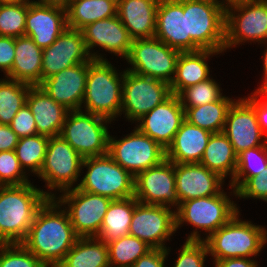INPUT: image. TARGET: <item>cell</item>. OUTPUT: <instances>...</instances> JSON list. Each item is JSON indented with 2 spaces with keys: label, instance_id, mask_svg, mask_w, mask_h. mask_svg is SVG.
<instances>
[{
  "label": "cell",
  "instance_id": "obj_45",
  "mask_svg": "<svg viewBox=\"0 0 267 267\" xmlns=\"http://www.w3.org/2000/svg\"><path fill=\"white\" fill-rule=\"evenodd\" d=\"M10 127L19 138L38 134L34 115L27 103L17 112L10 124Z\"/></svg>",
  "mask_w": 267,
  "mask_h": 267
},
{
  "label": "cell",
  "instance_id": "obj_20",
  "mask_svg": "<svg viewBox=\"0 0 267 267\" xmlns=\"http://www.w3.org/2000/svg\"><path fill=\"white\" fill-rule=\"evenodd\" d=\"M67 27L65 6L29 1L24 35L32 38L38 47H49Z\"/></svg>",
  "mask_w": 267,
  "mask_h": 267
},
{
  "label": "cell",
  "instance_id": "obj_33",
  "mask_svg": "<svg viewBox=\"0 0 267 267\" xmlns=\"http://www.w3.org/2000/svg\"><path fill=\"white\" fill-rule=\"evenodd\" d=\"M200 163L218 173L223 179L230 173L231 180H233L237 166V154L223 132L212 133Z\"/></svg>",
  "mask_w": 267,
  "mask_h": 267
},
{
  "label": "cell",
  "instance_id": "obj_21",
  "mask_svg": "<svg viewBox=\"0 0 267 267\" xmlns=\"http://www.w3.org/2000/svg\"><path fill=\"white\" fill-rule=\"evenodd\" d=\"M87 74L88 62L76 64L44 79L39 87L67 110H82Z\"/></svg>",
  "mask_w": 267,
  "mask_h": 267
},
{
  "label": "cell",
  "instance_id": "obj_29",
  "mask_svg": "<svg viewBox=\"0 0 267 267\" xmlns=\"http://www.w3.org/2000/svg\"><path fill=\"white\" fill-rule=\"evenodd\" d=\"M215 53L219 54L208 49L180 52L175 75L170 84L172 94L178 95L183 89L210 78L206 59Z\"/></svg>",
  "mask_w": 267,
  "mask_h": 267
},
{
  "label": "cell",
  "instance_id": "obj_23",
  "mask_svg": "<svg viewBox=\"0 0 267 267\" xmlns=\"http://www.w3.org/2000/svg\"><path fill=\"white\" fill-rule=\"evenodd\" d=\"M154 37L180 52L200 50L187 35L183 0L159 1Z\"/></svg>",
  "mask_w": 267,
  "mask_h": 267
},
{
  "label": "cell",
  "instance_id": "obj_36",
  "mask_svg": "<svg viewBox=\"0 0 267 267\" xmlns=\"http://www.w3.org/2000/svg\"><path fill=\"white\" fill-rule=\"evenodd\" d=\"M110 267H128L152 248L137 237L127 235L107 243ZM116 265V266H115Z\"/></svg>",
  "mask_w": 267,
  "mask_h": 267
},
{
  "label": "cell",
  "instance_id": "obj_17",
  "mask_svg": "<svg viewBox=\"0 0 267 267\" xmlns=\"http://www.w3.org/2000/svg\"><path fill=\"white\" fill-rule=\"evenodd\" d=\"M90 59L82 31L67 27L49 47L42 50V81Z\"/></svg>",
  "mask_w": 267,
  "mask_h": 267
},
{
  "label": "cell",
  "instance_id": "obj_34",
  "mask_svg": "<svg viewBox=\"0 0 267 267\" xmlns=\"http://www.w3.org/2000/svg\"><path fill=\"white\" fill-rule=\"evenodd\" d=\"M234 100L222 96L219 100L198 107H183L185 120L212 133L223 132L227 112Z\"/></svg>",
  "mask_w": 267,
  "mask_h": 267
},
{
  "label": "cell",
  "instance_id": "obj_28",
  "mask_svg": "<svg viewBox=\"0 0 267 267\" xmlns=\"http://www.w3.org/2000/svg\"><path fill=\"white\" fill-rule=\"evenodd\" d=\"M42 50L28 36L15 38L14 63L6 77L31 86H39L42 83Z\"/></svg>",
  "mask_w": 267,
  "mask_h": 267
},
{
  "label": "cell",
  "instance_id": "obj_4",
  "mask_svg": "<svg viewBox=\"0 0 267 267\" xmlns=\"http://www.w3.org/2000/svg\"><path fill=\"white\" fill-rule=\"evenodd\" d=\"M106 59L88 61L86 91L83 103L86 112L114 120L122 109V75Z\"/></svg>",
  "mask_w": 267,
  "mask_h": 267
},
{
  "label": "cell",
  "instance_id": "obj_49",
  "mask_svg": "<svg viewBox=\"0 0 267 267\" xmlns=\"http://www.w3.org/2000/svg\"><path fill=\"white\" fill-rule=\"evenodd\" d=\"M19 141V137L11 129L10 125L0 124V151H13Z\"/></svg>",
  "mask_w": 267,
  "mask_h": 267
},
{
  "label": "cell",
  "instance_id": "obj_55",
  "mask_svg": "<svg viewBox=\"0 0 267 267\" xmlns=\"http://www.w3.org/2000/svg\"><path fill=\"white\" fill-rule=\"evenodd\" d=\"M29 0H0V3L28 2Z\"/></svg>",
  "mask_w": 267,
  "mask_h": 267
},
{
  "label": "cell",
  "instance_id": "obj_10",
  "mask_svg": "<svg viewBox=\"0 0 267 267\" xmlns=\"http://www.w3.org/2000/svg\"><path fill=\"white\" fill-rule=\"evenodd\" d=\"M108 155L135 177L166 159V150L135 127L120 140L109 136Z\"/></svg>",
  "mask_w": 267,
  "mask_h": 267
},
{
  "label": "cell",
  "instance_id": "obj_40",
  "mask_svg": "<svg viewBox=\"0 0 267 267\" xmlns=\"http://www.w3.org/2000/svg\"><path fill=\"white\" fill-rule=\"evenodd\" d=\"M220 90L219 85L208 78L183 89L177 96L183 107H198L219 100L222 97Z\"/></svg>",
  "mask_w": 267,
  "mask_h": 267
},
{
  "label": "cell",
  "instance_id": "obj_3",
  "mask_svg": "<svg viewBox=\"0 0 267 267\" xmlns=\"http://www.w3.org/2000/svg\"><path fill=\"white\" fill-rule=\"evenodd\" d=\"M237 212L225 225L207 235L205 242L208 254L214 262L227 258H248L257 255L267 242V231L249 221L238 219Z\"/></svg>",
  "mask_w": 267,
  "mask_h": 267
},
{
  "label": "cell",
  "instance_id": "obj_2",
  "mask_svg": "<svg viewBox=\"0 0 267 267\" xmlns=\"http://www.w3.org/2000/svg\"><path fill=\"white\" fill-rule=\"evenodd\" d=\"M49 198H55L54 193L31 183L0 186V244L21 243Z\"/></svg>",
  "mask_w": 267,
  "mask_h": 267
},
{
  "label": "cell",
  "instance_id": "obj_46",
  "mask_svg": "<svg viewBox=\"0 0 267 267\" xmlns=\"http://www.w3.org/2000/svg\"><path fill=\"white\" fill-rule=\"evenodd\" d=\"M15 38L0 36V69L7 75L14 63Z\"/></svg>",
  "mask_w": 267,
  "mask_h": 267
},
{
  "label": "cell",
  "instance_id": "obj_50",
  "mask_svg": "<svg viewBox=\"0 0 267 267\" xmlns=\"http://www.w3.org/2000/svg\"><path fill=\"white\" fill-rule=\"evenodd\" d=\"M216 267H258L254 260L249 258H227L224 260H217Z\"/></svg>",
  "mask_w": 267,
  "mask_h": 267
},
{
  "label": "cell",
  "instance_id": "obj_14",
  "mask_svg": "<svg viewBox=\"0 0 267 267\" xmlns=\"http://www.w3.org/2000/svg\"><path fill=\"white\" fill-rule=\"evenodd\" d=\"M233 11L240 13L235 15ZM247 40H267V0L225 9V50Z\"/></svg>",
  "mask_w": 267,
  "mask_h": 267
},
{
  "label": "cell",
  "instance_id": "obj_48",
  "mask_svg": "<svg viewBox=\"0 0 267 267\" xmlns=\"http://www.w3.org/2000/svg\"><path fill=\"white\" fill-rule=\"evenodd\" d=\"M258 94L252 93L251 96L247 97L245 100L254 108L257 121L261 130L267 134V101L264 99H258ZM267 137V135H266Z\"/></svg>",
  "mask_w": 267,
  "mask_h": 267
},
{
  "label": "cell",
  "instance_id": "obj_15",
  "mask_svg": "<svg viewBox=\"0 0 267 267\" xmlns=\"http://www.w3.org/2000/svg\"><path fill=\"white\" fill-rule=\"evenodd\" d=\"M176 232L175 211L163 205L137 203L129 228V235L139 238L152 249H167L166 239Z\"/></svg>",
  "mask_w": 267,
  "mask_h": 267
},
{
  "label": "cell",
  "instance_id": "obj_11",
  "mask_svg": "<svg viewBox=\"0 0 267 267\" xmlns=\"http://www.w3.org/2000/svg\"><path fill=\"white\" fill-rule=\"evenodd\" d=\"M171 95L170 84L126 70L122 84L121 112H125L128 121H137Z\"/></svg>",
  "mask_w": 267,
  "mask_h": 267
},
{
  "label": "cell",
  "instance_id": "obj_52",
  "mask_svg": "<svg viewBox=\"0 0 267 267\" xmlns=\"http://www.w3.org/2000/svg\"><path fill=\"white\" fill-rule=\"evenodd\" d=\"M265 82V83H264ZM264 83V84H263ZM262 85L256 90V93L262 97H267V79L263 81Z\"/></svg>",
  "mask_w": 267,
  "mask_h": 267
},
{
  "label": "cell",
  "instance_id": "obj_42",
  "mask_svg": "<svg viewBox=\"0 0 267 267\" xmlns=\"http://www.w3.org/2000/svg\"><path fill=\"white\" fill-rule=\"evenodd\" d=\"M13 151H0V186L30 183Z\"/></svg>",
  "mask_w": 267,
  "mask_h": 267
},
{
  "label": "cell",
  "instance_id": "obj_43",
  "mask_svg": "<svg viewBox=\"0 0 267 267\" xmlns=\"http://www.w3.org/2000/svg\"><path fill=\"white\" fill-rule=\"evenodd\" d=\"M174 267H204L208 249L203 240H186Z\"/></svg>",
  "mask_w": 267,
  "mask_h": 267
},
{
  "label": "cell",
  "instance_id": "obj_37",
  "mask_svg": "<svg viewBox=\"0 0 267 267\" xmlns=\"http://www.w3.org/2000/svg\"><path fill=\"white\" fill-rule=\"evenodd\" d=\"M254 161V163H253ZM267 167V145L244 150L237 155V166L230 187L233 194L251 177L256 176ZM244 177V178H242ZM242 178V180H241Z\"/></svg>",
  "mask_w": 267,
  "mask_h": 267
},
{
  "label": "cell",
  "instance_id": "obj_24",
  "mask_svg": "<svg viewBox=\"0 0 267 267\" xmlns=\"http://www.w3.org/2000/svg\"><path fill=\"white\" fill-rule=\"evenodd\" d=\"M224 179L201 163H175L179 202L219 194Z\"/></svg>",
  "mask_w": 267,
  "mask_h": 267
},
{
  "label": "cell",
  "instance_id": "obj_7",
  "mask_svg": "<svg viewBox=\"0 0 267 267\" xmlns=\"http://www.w3.org/2000/svg\"><path fill=\"white\" fill-rule=\"evenodd\" d=\"M237 212L236 204L231 201L223 190L216 195L190 199L180 203L175 211L176 230L182 222L197 227L187 240H202L198 229L209 235L225 225Z\"/></svg>",
  "mask_w": 267,
  "mask_h": 267
},
{
  "label": "cell",
  "instance_id": "obj_25",
  "mask_svg": "<svg viewBox=\"0 0 267 267\" xmlns=\"http://www.w3.org/2000/svg\"><path fill=\"white\" fill-rule=\"evenodd\" d=\"M26 103L34 115L39 135L60 136L69 110L57 103L39 86L30 87Z\"/></svg>",
  "mask_w": 267,
  "mask_h": 267
},
{
  "label": "cell",
  "instance_id": "obj_31",
  "mask_svg": "<svg viewBox=\"0 0 267 267\" xmlns=\"http://www.w3.org/2000/svg\"><path fill=\"white\" fill-rule=\"evenodd\" d=\"M137 203L138 201L134 196L112 200L103 217L101 228L96 238L108 243L129 235L132 215Z\"/></svg>",
  "mask_w": 267,
  "mask_h": 267
},
{
  "label": "cell",
  "instance_id": "obj_54",
  "mask_svg": "<svg viewBox=\"0 0 267 267\" xmlns=\"http://www.w3.org/2000/svg\"><path fill=\"white\" fill-rule=\"evenodd\" d=\"M263 70L265 72L264 73L265 74L264 75L265 76L264 77L265 79H263V80L265 81L267 79V49L265 50V54H264V69Z\"/></svg>",
  "mask_w": 267,
  "mask_h": 267
},
{
  "label": "cell",
  "instance_id": "obj_9",
  "mask_svg": "<svg viewBox=\"0 0 267 267\" xmlns=\"http://www.w3.org/2000/svg\"><path fill=\"white\" fill-rule=\"evenodd\" d=\"M179 55V50L156 37L135 39L126 58L133 69L127 70L171 84Z\"/></svg>",
  "mask_w": 267,
  "mask_h": 267
},
{
  "label": "cell",
  "instance_id": "obj_6",
  "mask_svg": "<svg viewBox=\"0 0 267 267\" xmlns=\"http://www.w3.org/2000/svg\"><path fill=\"white\" fill-rule=\"evenodd\" d=\"M83 166L87 167L88 171L76 186L78 189L111 200L134 196V176L108 154L83 158Z\"/></svg>",
  "mask_w": 267,
  "mask_h": 267
},
{
  "label": "cell",
  "instance_id": "obj_27",
  "mask_svg": "<svg viewBox=\"0 0 267 267\" xmlns=\"http://www.w3.org/2000/svg\"><path fill=\"white\" fill-rule=\"evenodd\" d=\"M211 135L212 132L184 120L166 150V159L173 163H200Z\"/></svg>",
  "mask_w": 267,
  "mask_h": 267
},
{
  "label": "cell",
  "instance_id": "obj_47",
  "mask_svg": "<svg viewBox=\"0 0 267 267\" xmlns=\"http://www.w3.org/2000/svg\"><path fill=\"white\" fill-rule=\"evenodd\" d=\"M168 250L169 249H151L128 267H164L165 258L169 252Z\"/></svg>",
  "mask_w": 267,
  "mask_h": 267
},
{
  "label": "cell",
  "instance_id": "obj_26",
  "mask_svg": "<svg viewBox=\"0 0 267 267\" xmlns=\"http://www.w3.org/2000/svg\"><path fill=\"white\" fill-rule=\"evenodd\" d=\"M158 4V0H118L117 16L133 40L154 37Z\"/></svg>",
  "mask_w": 267,
  "mask_h": 267
},
{
  "label": "cell",
  "instance_id": "obj_56",
  "mask_svg": "<svg viewBox=\"0 0 267 267\" xmlns=\"http://www.w3.org/2000/svg\"><path fill=\"white\" fill-rule=\"evenodd\" d=\"M158 1H175V0H158Z\"/></svg>",
  "mask_w": 267,
  "mask_h": 267
},
{
  "label": "cell",
  "instance_id": "obj_8",
  "mask_svg": "<svg viewBox=\"0 0 267 267\" xmlns=\"http://www.w3.org/2000/svg\"><path fill=\"white\" fill-rule=\"evenodd\" d=\"M108 122L111 120L96 114L68 111L60 136L83 158L102 156L108 154Z\"/></svg>",
  "mask_w": 267,
  "mask_h": 267
},
{
  "label": "cell",
  "instance_id": "obj_13",
  "mask_svg": "<svg viewBox=\"0 0 267 267\" xmlns=\"http://www.w3.org/2000/svg\"><path fill=\"white\" fill-rule=\"evenodd\" d=\"M58 203L68 204L67 213L78 237H97L111 199L77 187L63 191Z\"/></svg>",
  "mask_w": 267,
  "mask_h": 267
},
{
  "label": "cell",
  "instance_id": "obj_30",
  "mask_svg": "<svg viewBox=\"0 0 267 267\" xmlns=\"http://www.w3.org/2000/svg\"><path fill=\"white\" fill-rule=\"evenodd\" d=\"M117 4L118 0H69L67 26L81 31L93 22L117 16Z\"/></svg>",
  "mask_w": 267,
  "mask_h": 267
},
{
  "label": "cell",
  "instance_id": "obj_12",
  "mask_svg": "<svg viewBox=\"0 0 267 267\" xmlns=\"http://www.w3.org/2000/svg\"><path fill=\"white\" fill-rule=\"evenodd\" d=\"M83 157L61 136L50 137L43 166L38 174L51 190L71 189L80 176Z\"/></svg>",
  "mask_w": 267,
  "mask_h": 267
},
{
  "label": "cell",
  "instance_id": "obj_35",
  "mask_svg": "<svg viewBox=\"0 0 267 267\" xmlns=\"http://www.w3.org/2000/svg\"><path fill=\"white\" fill-rule=\"evenodd\" d=\"M30 87L13 79L0 80V124H11L17 112L26 104Z\"/></svg>",
  "mask_w": 267,
  "mask_h": 267
},
{
  "label": "cell",
  "instance_id": "obj_16",
  "mask_svg": "<svg viewBox=\"0 0 267 267\" xmlns=\"http://www.w3.org/2000/svg\"><path fill=\"white\" fill-rule=\"evenodd\" d=\"M134 197L148 205L180 206L176 193L175 163L164 159L134 177ZM169 204V205H168Z\"/></svg>",
  "mask_w": 267,
  "mask_h": 267
},
{
  "label": "cell",
  "instance_id": "obj_5",
  "mask_svg": "<svg viewBox=\"0 0 267 267\" xmlns=\"http://www.w3.org/2000/svg\"><path fill=\"white\" fill-rule=\"evenodd\" d=\"M225 2L183 0L187 35L200 48L225 51Z\"/></svg>",
  "mask_w": 267,
  "mask_h": 267
},
{
  "label": "cell",
  "instance_id": "obj_38",
  "mask_svg": "<svg viewBox=\"0 0 267 267\" xmlns=\"http://www.w3.org/2000/svg\"><path fill=\"white\" fill-rule=\"evenodd\" d=\"M49 138L39 134L19 138L15 153L24 170L27 167L34 174H39L44 163Z\"/></svg>",
  "mask_w": 267,
  "mask_h": 267
},
{
  "label": "cell",
  "instance_id": "obj_1",
  "mask_svg": "<svg viewBox=\"0 0 267 267\" xmlns=\"http://www.w3.org/2000/svg\"><path fill=\"white\" fill-rule=\"evenodd\" d=\"M55 199L58 198H49L38 210L21 242L47 267H57L79 238L67 211H58L61 205Z\"/></svg>",
  "mask_w": 267,
  "mask_h": 267
},
{
  "label": "cell",
  "instance_id": "obj_18",
  "mask_svg": "<svg viewBox=\"0 0 267 267\" xmlns=\"http://www.w3.org/2000/svg\"><path fill=\"white\" fill-rule=\"evenodd\" d=\"M223 133L237 155L244 150L267 145V137L259 126L255 110L245 98L234 101L229 107ZM262 139L264 143L259 142Z\"/></svg>",
  "mask_w": 267,
  "mask_h": 267
},
{
  "label": "cell",
  "instance_id": "obj_44",
  "mask_svg": "<svg viewBox=\"0 0 267 267\" xmlns=\"http://www.w3.org/2000/svg\"><path fill=\"white\" fill-rule=\"evenodd\" d=\"M240 198L262 199L267 202V167L256 176L249 178L237 191Z\"/></svg>",
  "mask_w": 267,
  "mask_h": 267
},
{
  "label": "cell",
  "instance_id": "obj_22",
  "mask_svg": "<svg viewBox=\"0 0 267 267\" xmlns=\"http://www.w3.org/2000/svg\"><path fill=\"white\" fill-rule=\"evenodd\" d=\"M86 49L92 59L104 60L101 55L90 53L91 48L100 46L116 55L128 57L133 39L118 16L98 20L82 30Z\"/></svg>",
  "mask_w": 267,
  "mask_h": 267
},
{
  "label": "cell",
  "instance_id": "obj_53",
  "mask_svg": "<svg viewBox=\"0 0 267 267\" xmlns=\"http://www.w3.org/2000/svg\"><path fill=\"white\" fill-rule=\"evenodd\" d=\"M43 3H50V4H59L62 6H66L69 2V0H38Z\"/></svg>",
  "mask_w": 267,
  "mask_h": 267
},
{
  "label": "cell",
  "instance_id": "obj_32",
  "mask_svg": "<svg viewBox=\"0 0 267 267\" xmlns=\"http://www.w3.org/2000/svg\"><path fill=\"white\" fill-rule=\"evenodd\" d=\"M57 267H110L107 243L96 237H79Z\"/></svg>",
  "mask_w": 267,
  "mask_h": 267
},
{
  "label": "cell",
  "instance_id": "obj_51",
  "mask_svg": "<svg viewBox=\"0 0 267 267\" xmlns=\"http://www.w3.org/2000/svg\"><path fill=\"white\" fill-rule=\"evenodd\" d=\"M225 1L227 5L224 4V8L227 9L238 4L257 2L260 0H225Z\"/></svg>",
  "mask_w": 267,
  "mask_h": 267
},
{
  "label": "cell",
  "instance_id": "obj_39",
  "mask_svg": "<svg viewBox=\"0 0 267 267\" xmlns=\"http://www.w3.org/2000/svg\"><path fill=\"white\" fill-rule=\"evenodd\" d=\"M28 2L0 3V36H24Z\"/></svg>",
  "mask_w": 267,
  "mask_h": 267
},
{
  "label": "cell",
  "instance_id": "obj_19",
  "mask_svg": "<svg viewBox=\"0 0 267 267\" xmlns=\"http://www.w3.org/2000/svg\"><path fill=\"white\" fill-rule=\"evenodd\" d=\"M185 120V110L177 95L172 94L153 110L137 120V128L156 141L162 148L172 144L176 132Z\"/></svg>",
  "mask_w": 267,
  "mask_h": 267
},
{
  "label": "cell",
  "instance_id": "obj_41",
  "mask_svg": "<svg viewBox=\"0 0 267 267\" xmlns=\"http://www.w3.org/2000/svg\"><path fill=\"white\" fill-rule=\"evenodd\" d=\"M0 267H47L21 243L0 244Z\"/></svg>",
  "mask_w": 267,
  "mask_h": 267
}]
</instances>
